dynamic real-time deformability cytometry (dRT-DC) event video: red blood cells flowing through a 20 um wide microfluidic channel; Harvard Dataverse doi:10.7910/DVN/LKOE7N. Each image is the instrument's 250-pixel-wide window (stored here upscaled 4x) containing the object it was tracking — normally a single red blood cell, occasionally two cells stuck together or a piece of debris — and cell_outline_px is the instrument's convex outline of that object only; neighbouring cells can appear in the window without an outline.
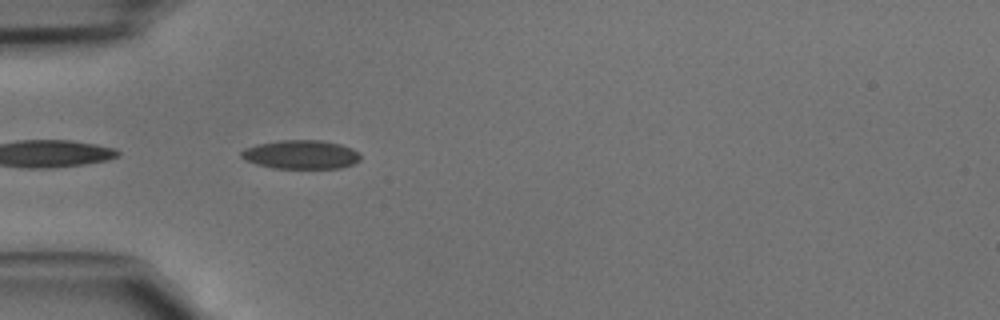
{"species": "common noctule bat (a hibernating species)", "species_latin": "Nyctalus noctula", "temperature_condition": "cold", "stored_images_in_passage": 5, "camera_frame_rate_fps": 3000, "um_per_image_px": 0.085, "animal": {"sex": "male", "body_mass_g": 15.6}, "frame": {"image": 1, "passage_image": 2, "time_ms": 0.333, "image_size_px": [1000, 320], "cell_outline_px": [[360, 160], [352, 164], [340, 168], [272, 168], [256, 164], [244, 160], [240, 156], [240, 152], [244, 148], [256, 144], [280, 140], [320, 140], [340, 144], [352, 148], [360, 152]], "centroid_in_image_um": [25.56, 13.13], "position_along_channel_um": 59.4, "area_um2": 20.17}}